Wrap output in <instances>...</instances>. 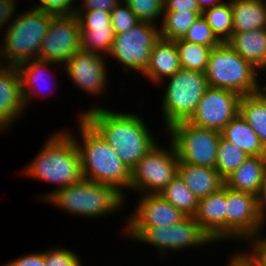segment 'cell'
<instances>
[{
  "label": "cell",
  "mask_w": 266,
  "mask_h": 266,
  "mask_svg": "<svg viewBox=\"0 0 266 266\" xmlns=\"http://www.w3.org/2000/svg\"><path fill=\"white\" fill-rule=\"evenodd\" d=\"M82 117L114 149L121 161L131 170L157 141L137 113L111 111L92 107Z\"/></svg>",
  "instance_id": "cell-1"
},
{
  "label": "cell",
  "mask_w": 266,
  "mask_h": 266,
  "mask_svg": "<svg viewBox=\"0 0 266 266\" xmlns=\"http://www.w3.org/2000/svg\"><path fill=\"white\" fill-rule=\"evenodd\" d=\"M79 116L76 137L73 130H67L77 145L80 155L83 179L105 185H113L120 191L130 189L131 170L121 161L114 149L82 117ZM80 140V141H78ZM123 188V189H122Z\"/></svg>",
  "instance_id": "cell-2"
},
{
  "label": "cell",
  "mask_w": 266,
  "mask_h": 266,
  "mask_svg": "<svg viewBox=\"0 0 266 266\" xmlns=\"http://www.w3.org/2000/svg\"><path fill=\"white\" fill-rule=\"evenodd\" d=\"M23 170V175L27 177L57 184L54 191L83 179L77 145L65 129L51 134L39 153Z\"/></svg>",
  "instance_id": "cell-3"
},
{
  "label": "cell",
  "mask_w": 266,
  "mask_h": 266,
  "mask_svg": "<svg viewBox=\"0 0 266 266\" xmlns=\"http://www.w3.org/2000/svg\"><path fill=\"white\" fill-rule=\"evenodd\" d=\"M41 198L40 200L56 205L69 214L88 218L116 213L119 208L122 209L124 203L126 205L127 199L126 194L113 185L86 179L57 191L52 190Z\"/></svg>",
  "instance_id": "cell-4"
},
{
  "label": "cell",
  "mask_w": 266,
  "mask_h": 266,
  "mask_svg": "<svg viewBox=\"0 0 266 266\" xmlns=\"http://www.w3.org/2000/svg\"><path fill=\"white\" fill-rule=\"evenodd\" d=\"M33 6L16 15L5 29L0 43V64L17 66L31 59H39V51L50 22L54 18Z\"/></svg>",
  "instance_id": "cell-5"
},
{
  "label": "cell",
  "mask_w": 266,
  "mask_h": 266,
  "mask_svg": "<svg viewBox=\"0 0 266 266\" xmlns=\"http://www.w3.org/2000/svg\"><path fill=\"white\" fill-rule=\"evenodd\" d=\"M259 71L226 42L211 50L205 76L209 87L228 89L240 96L260 91Z\"/></svg>",
  "instance_id": "cell-6"
},
{
  "label": "cell",
  "mask_w": 266,
  "mask_h": 266,
  "mask_svg": "<svg viewBox=\"0 0 266 266\" xmlns=\"http://www.w3.org/2000/svg\"><path fill=\"white\" fill-rule=\"evenodd\" d=\"M167 80L168 84L161 98L166 130L176 123L188 121L209 87L205 73L198 71L180 69Z\"/></svg>",
  "instance_id": "cell-7"
},
{
  "label": "cell",
  "mask_w": 266,
  "mask_h": 266,
  "mask_svg": "<svg viewBox=\"0 0 266 266\" xmlns=\"http://www.w3.org/2000/svg\"><path fill=\"white\" fill-rule=\"evenodd\" d=\"M126 237L156 247L160 258L169 251L214 243L193 217H184L180 222L166 227L124 228Z\"/></svg>",
  "instance_id": "cell-8"
},
{
  "label": "cell",
  "mask_w": 266,
  "mask_h": 266,
  "mask_svg": "<svg viewBox=\"0 0 266 266\" xmlns=\"http://www.w3.org/2000/svg\"><path fill=\"white\" fill-rule=\"evenodd\" d=\"M178 155L173 143L169 148L158 143L131 169L130 189L141 195L160 194L178 175Z\"/></svg>",
  "instance_id": "cell-9"
},
{
  "label": "cell",
  "mask_w": 266,
  "mask_h": 266,
  "mask_svg": "<svg viewBox=\"0 0 266 266\" xmlns=\"http://www.w3.org/2000/svg\"><path fill=\"white\" fill-rule=\"evenodd\" d=\"M180 162L215 168L221 132L182 121L167 129Z\"/></svg>",
  "instance_id": "cell-10"
},
{
  "label": "cell",
  "mask_w": 266,
  "mask_h": 266,
  "mask_svg": "<svg viewBox=\"0 0 266 266\" xmlns=\"http://www.w3.org/2000/svg\"><path fill=\"white\" fill-rule=\"evenodd\" d=\"M160 39L157 24L139 22L126 32L115 34L109 56L115 58L127 73L132 71L142 74L147 67L154 44Z\"/></svg>",
  "instance_id": "cell-11"
},
{
  "label": "cell",
  "mask_w": 266,
  "mask_h": 266,
  "mask_svg": "<svg viewBox=\"0 0 266 266\" xmlns=\"http://www.w3.org/2000/svg\"><path fill=\"white\" fill-rule=\"evenodd\" d=\"M256 196L226 187V241H246L262 234Z\"/></svg>",
  "instance_id": "cell-12"
},
{
  "label": "cell",
  "mask_w": 266,
  "mask_h": 266,
  "mask_svg": "<svg viewBox=\"0 0 266 266\" xmlns=\"http://www.w3.org/2000/svg\"><path fill=\"white\" fill-rule=\"evenodd\" d=\"M79 50L81 30L77 16H55L42 40L39 59L62 66Z\"/></svg>",
  "instance_id": "cell-13"
},
{
  "label": "cell",
  "mask_w": 266,
  "mask_h": 266,
  "mask_svg": "<svg viewBox=\"0 0 266 266\" xmlns=\"http://www.w3.org/2000/svg\"><path fill=\"white\" fill-rule=\"evenodd\" d=\"M241 96L231 90L208 87L188 122L221 132L239 114Z\"/></svg>",
  "instance_id": "cell-14"
},
{
  "label": "cell",
  "mask_w": 266,
  "mask_h": 266,
  "mask_svg": "<svg viewBox=\"0 0 266 266\" xmlns=\"http://www.w3.org/2000/svg\"><path fill=\"white\" fill-rule=\"evenodd\" d=\"M107 59L103 55L79 50L63 65V71L73 84L90 96L107 91Z\"/></svg>",
  "instance_id": "cell-15"
},
{
  "label": "cell",
  "mask_w": 266,
  "mask_h": 266,
  "mask_svg": "<svg viewBox=\"0 0 266 266\" xmlns=\"http://www.w3.org/2000/svg\"><path fill=\"white\" fill-rule=\"evenodd\" d=\"M125 228H151L170 226L180 222L185 215L159 194L142 195Z\"/></svg>",
  "instance_id": "cell-16"
},
{
  "label": "cell",
  "mask_w": 266,
  "mask_h": 266,
  "mask_svg": "<svg viewBox=\"0 0 266 266\" xmlns=\"http://www.w3.org/2000/svg\"><path fill=\"white\" fill-rule=\"evenodd\" d=\"M26 110L16 66L0 64V133Z\"/></svg>",
  "instance_id": "cell-17"
},
{
  "label": "cell",
  "mask_w": 266,
  "mask_h": 266,
  "mask_svg": "<svg viewBox=\"0 0 266 266\" xmlns=\"http://www.w3.org/2000/svg\"><path fill=\"white\" fill-rule=\"evenodd\" d=\"M193 218L213 242H226V186L198 200Z\"/></svg>",
  "instance_id": "cell-18"
},
{
  "label": "cell",
  "mask_w": 266,
  "mask_h": 266,
  "mask_svg": "<svg viewBox=\"0 0 266 266\" xmlns=\"http://www.w3.org/2000/svg\"><path fill=\"white\" fill-rule=\"evenodd\" d=\"M181 69L176 43L160 38L153 46L147 67L142 73L154 84H164Z\"/></svg>",
  "instance_id": "cell-19"
},
{
  "label": "cell",
  "mask_w": 266,
  "mask_h": 266,
  "mask_svg": "<svg viewBox=\"0 0 266 266\" xmlns=\"http://www.w3.org/2000/svg\"><path fill=\"white\" fill-rule=\"evenodd\" d=\"M226 43L259 72L266 70V28L232 33Z\"/></svg>",
  "instance_id": "cell-20"
},
{
  "label": "cell",
  "mask_w": 266,
  "mask_h": 266,
  "mask_svg": "<svg viewBox=\"0 0 266 266\" xmlns=\"http://www.w3.org/2000/svg\"><path fill=\"white\" fill-rule=\"evenodd\" d=\"M178 175L198 200L215 193L224 185V180L215 168L179 161Z\"/></svg>",
  "instance_id": "cell-21"
},
{
  "label": "cell",
  "mask_w": 266,
  "mask_h": 266,
  "mask_svg": "<svg viewBox=\"0 0 266 266\" xmlns=\"http://www.w3.org/2000/svg\"><path fill=\"white\" fill-rule=\"evenodd\" d=\"M266 176V156H249L244 163L224 180L232 190L257 195Z\"/></svg>",
  "instance_id": "cell-22"
},
{
  "label": "cell",
  "mask_w": 266,
  "mask_h": 266,
  "mask_svg": "<svg viewBox=\"0 0 266 266\" xmlns=\"http://www.w3.org/2000/svg\"><path fill=\"white\" fill-rule=\"evenodd\" d=\"M233 33L266 28V0H231Z\"/></svg>",
  "instance_id": "cell-23"
},
{
  "label": "cell",
  "mask_w": 266,
  "mask_h": 266,
  "mask_svg": "<svg viewBox=\"0 0 266 266\" xmlns=\"http://www.w3.org/2000/svg\"><path fill=\"white\" fill-rule=\"evenodd\" d=\"M221 137L248 156H266V149L250 125L237 114L221 131Z\"/></svg>",
  "instance_id": "cell-24"
},
{
  "label": "cell",
  "mask_w": 266,
  "mask_h": 266,
  "mask_svg": "<svg viewBox=\"0 0 266 266\" xmlns=\"http://www.w3.org/2000/svg\"><path fill=\"white\" fill-rule=\"evenodd\" d=\"M51 64L53 65L55 63L36 58L16 66L20 76L21 91L26 108H28L27 106L32 103L31 100L36 98L34 96H37V93L39 94L38 91L40 90V86H44L41 84L49 85L47 80L49 75L47 76L45 72L47 69L48 72L50 71L49 68L51 67Z\"/></svg>",
  "instance_id": "cell-25"
},
{
  "label": "cell",
  "mask_w": 266,
  "mask_h": 266,
  "mask_svg": "<svg viewBox=\"0 0 266 266\" xmlns=\"http://www.w3.org/2000/svg\"><path fill=\"white\" fill-rule=\"evenodd\" d=\"M239 114L255 131L266 149V96L261 90L241 96Z\"/></svg>",
  "instance_id": "cell-26"
},
{
  "label": "cell",
  "mask_w": 266,
  "mask_h": 266,
  "mask_svg": "<svg viewBox=\"0 0 266 266\" xmlns=\"http://www.w3.org/2000/svg\"><path fill=\"white\" fill-rule=\"evenodd\" d=\"M202 15L201 11H164L160 24V38H183L190 26Z\"/></svg>",
  "instance_id": "cell-27"
},
{
  "label": "cell",
  "mask_w": 266,
  "mask_h": 266,
  "mask_svg": "<svg viewBox=\"0 0 266 266\" xmlns=\"http://www.w3.org/2000/svg\"><path fill=\"white\" fill-rule=\"evenodd\" d=\"M159 195L186 217H193L197 210L198 199L179 175L175 176Z\"/></svg>",
  "instance_id": "cell-28"
},
{
  "label": "cell",
  "mask_w": 266,
  "mask_h": 266,
  "mask_svg": "<svg viewBox=\"0 0 266 266\" xmlns=\"http://www.w3.org/2000/svg\"><path fill=\"white\" fill-rule=\"evenodd\" d=\"M174 41L178 50L181 69L205 73L213 47L202 46L183 38Z\"/></svg>",
  "instance_id": "cell-29"
},
{
  "label": "cell",
  "mask_w": 266,
  "mask_h": 266,
  "mask_svg": "<svg viewBox=\"0 0 266 266\" xmlns=\"http://www.w3.org/2000/svg\"><path fill=\"white\" fill-rule=\"evenodd\" d=\"M220 42H227L233 33V13L230 1L211 7L202 13Z\"/></svg>",
  "instance_id": "cell-30"
},
{
  "label": "cell",
  "mask_w": 266,
  "mask_h": 266,
  "mask_svg": "<svg viewBox=\"0 0 266 266\" xmlns=\"http://www.w3.org/2000/svg\"><path fill=\"white\" fill-rule=\"evenodd\" d=\"M81 30V49L95 54L109 55L111 52L115 32L113 27H93Z\"/></svg>",
  "instance_id": "cell-31"
},
{
  "label": "cell",
  "mask_w": 266,
  "mask_h": 266,
  "mask_svg": "<svg viewBox=\"0 0 266 266\" xmlns=\"http://www.w3.org/2000/svg\"><path fill=\"white\" fill-rule=\"evenodd\" d=\"M249 156L239 149L235 144L220 138L217 148L215 169L225 180L237 168H239Z\"/></svg>",
  "instance_id": "cell-32"
},
{
  "label": "cell",
  "mask_w": 266,
  "mask_h": 266,
  "mask_svg": "<svg viewBox=\"0 0 266 266\" xmlns=\"http://www.w3.org/2000/svg\"><path fill=\"white\" fill-rule=\"evenodd\" d=\"M141 22L156 24L162 20L164 5L167 0H123ZM155 20V21H154Z\"/></svg>",
  "instance_id": "cell-33"
},
{
  "label": "cell",
  "mask_w": 266,
  "mask_h": 266,
  "mask_svg": "<svg viewBox=\"0 0 266 266\" xmlns=\"http://www.w3.org/2000/svg\"><path fill=\"white\" fill-rule=\"evenodd\" d=\"M183 39L207 47H216L221 43L202 15L190 26Z\"/></svg>",
  "instance_id": "cell-34"
},
{
  "label": "cell",
  "mask_w": 266,
  "mask_h": 266,
  "mask_svg": "<svg viewBox=\"0 0 266 266\" xmlns=\"http://www.w3.org/2000/svg\"><path fill=\"white\" fill-rule=\"evenodd\" d=\"M110 18L115 34L126 32L140 22L123 0L110 12Z\"/></svg>",
  "instance_id": "cell-35"
},
{
  "label": "cell",
  "mask_w": 266,
  "mask_h": 266,
  "mask_svg": "<svg viewBox=\"0 0 266 266\" xmlns=\"http://www.w3.org/2000/svg\"><path fill=\"white\" fill-rule=\"evenodd\" d=\"M79 20L80 29L93 27H112L110 12L102 10H74Z\"/></svg>",
  "instance_id": "cell-36"
},
{
  "label": "cell",
  "mask_w": 266,
  "mask_h": 266,
  "mask_svg": "<svg viewBox=\"0 0 266 266\" xmlns=\"http://www.w3.org/2000/svg\"><path fill=\"white\" fill-rule=\"evenodd\" d=\"M75 253L61 247L45 250V266H82L83 262Z\"/></svg>",
  "instance_id": "cell-37"
},
{
  "label": "cell",
  "mask_w": 266,
  "mask_h": 266,
  "mask_svg": "<svg viewBox=\"0 0 266 266\" xmlns=\"http://www.w3.org/2000/svg\"><path fill=\"white\" fill-rule=\"evenodd\" d=\"M36 8L54 16H69L74 14V0H38Z\"/></svg>",
  "instance_id": "cell-38"
},
{
  "label": "cell",
  "mask_w": 266,
  "mask_h": 266,
  "mask_svg": "<svg viewBox=\"0 0 266 266\" xmlns=\"http://www.w3.org/2000/svg\"><path fill=\"white\" fill-rule=\"evenodd\" d=\"M247 243L252 245L249 246L251 247V251L244 253L255 264V266H266V236H257L250 239Z\"/></svg>",
  "instance_id": "cell-39"
},
{
  "label": "cell",
  "mask_w": 266,
  "mask_h": 266,
  "mask_svg": "<svg viewBox=\"0 0 266 266\" xmlns=\"http://www.w3.org/2000/svg\"><path fill=\"white\" fill-rule=\"evenodd\" d=\"M1 266H45V252L25 254Z\"/></svg>",
  "instance_id": "cell-40"
},
{
  "label": "cell",
  "mask_w": 266,
  "mask_h": 266,
  "mask_svg": "<svg viewBox=\"0 0 266 266\" xmlns=\"http://www.w3.org/2000/svg\"><path fill=\"white\" fill-rule=\"evenodd\" d=\"M122 0H83L80 7L74 4V10H102L111 12ZM82 6V7H81Z\"/></svg>",
  "instance_id": "cell-41"
},
{
  "label": "cell",
  "mask_w": 266,
  "mask_h": 266,
  "mask_svg": "<svg viewBox=\"0 0 266 266\" xmlns=\"http://www.w3.org/2000/svg\"><path fill=\"white\" fill-rule=\"evenodd\" d=\"M16 3V0H0V30L16 18Z\"/></svg>",
  "instance_id": "cell-42"
},
{
  "label": "cell",
  "mask_w": 266,
  "mask_h": 266,
  "mask_svg": "<svg viewBox=\"0 0 266 266\" xmlns=\"http://www.w3.org/2000/svg\"><path fill=\"white\" fill-rule=\"evenodd\" d=\"M164 11H200L197 0H167Z\"/></svg>",
  "instance_id": "cell-43"
},
{
  "label": "cell",
  "mask_w": 266,
  "mask_h": 266,
  "mask_svg": "<svg viewBox=\"0 0 266 266\" xmlns=\"http://www.w3.org/2000/svg\"><path fill=\"white\" fill-rule=\"evenodd\" d=\"M257 212L262 226L266 225V176L256 195Z\"/></svg>",
  "instance_id": "cell-44"
},
{
  "label": "cell",
  "mask_w": 266,
  "mask_h": 266,
  "mask_svg": "<svg viewBox=\"0 0 266 266\" xmlns=\"http://www.w3.org/2000/svg\"><path fill=\"white\" fill-rule=\"evenodd\" d=\"M227 266H255L244 252H236L235 255L230 256Z\"/></svg>",
  "instance_id": "cell-45"
},
{
  "label": "cell",
  "mask_w": 266,
  "mask_h": 266,
  "mask_svg": "<svg viewBox=\"0 0 266 266\" xmlns=\"http://www.w3.org/2000/svg\"><path fill=\"white\" fill-rule=\"evenodd\" d=\"M224 2L220 0H197L199 10L203 13L205 10L210 9L211 7L218 6Z\"/></svg>",
  "instance_id": "cell-46"
},
{
  "label": "cell",
  "mask_w": 266,
  "mask_h": 266,
  "mask_svg": "<svg viewBox=\"0 0 266 266\" xmlns=\"http://www.w3.org/2000/svg\"><path fill=\"white\" fill-rule=\"evenodd\" d=\"M260 90L266 96V85L265 86L263 85V87L261 86Z\"/></svg>",
  "instance_id": "cell-47"
}]
</instances>
